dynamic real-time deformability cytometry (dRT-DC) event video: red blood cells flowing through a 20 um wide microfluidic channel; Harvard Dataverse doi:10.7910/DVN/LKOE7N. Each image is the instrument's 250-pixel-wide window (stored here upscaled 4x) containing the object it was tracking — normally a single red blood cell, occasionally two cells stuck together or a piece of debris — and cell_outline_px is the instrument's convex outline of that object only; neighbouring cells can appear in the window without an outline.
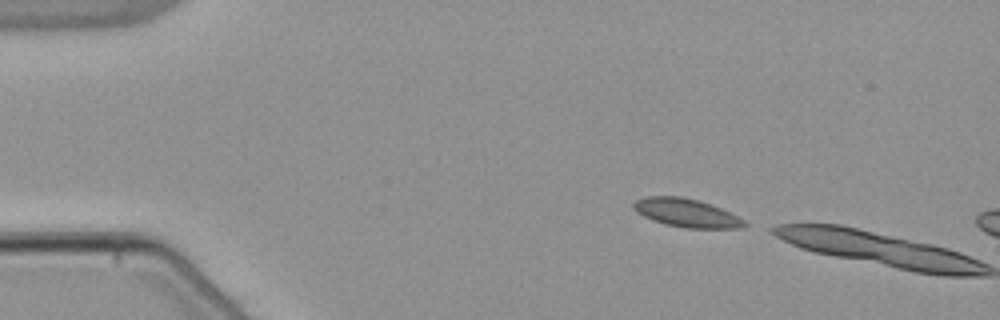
{"species": "common noctule bat (a hibernating species)", "species_latin": "Nyctalus noctula", "temperature_condition": "warm", "stored_images_in_passage": 2, "camera_frame_rate_fps": 3000, "um_per_image_px": 0.085, "animal": {"sex": "male", "body_mass_g": 21.5, "forearm_length_mm": 52.0}, "frame": {"image": 1, "passage_image": 1, "time_ms": 0.0, "image_size_px": [1000, 320], "cell_outline_px": [[748, 224], [744, 228], [684, 228], [664, 224], [652, 220], [636, 212], [632, 208], [632, 204], [636, 200], [644, 196], [680, 196], [700, 200], [720, 208], [744, 220]], "centroid_in_image_um": [58.31, 18.09], "position_along_channel_um": 26.7, "area_um2": 18.44}}